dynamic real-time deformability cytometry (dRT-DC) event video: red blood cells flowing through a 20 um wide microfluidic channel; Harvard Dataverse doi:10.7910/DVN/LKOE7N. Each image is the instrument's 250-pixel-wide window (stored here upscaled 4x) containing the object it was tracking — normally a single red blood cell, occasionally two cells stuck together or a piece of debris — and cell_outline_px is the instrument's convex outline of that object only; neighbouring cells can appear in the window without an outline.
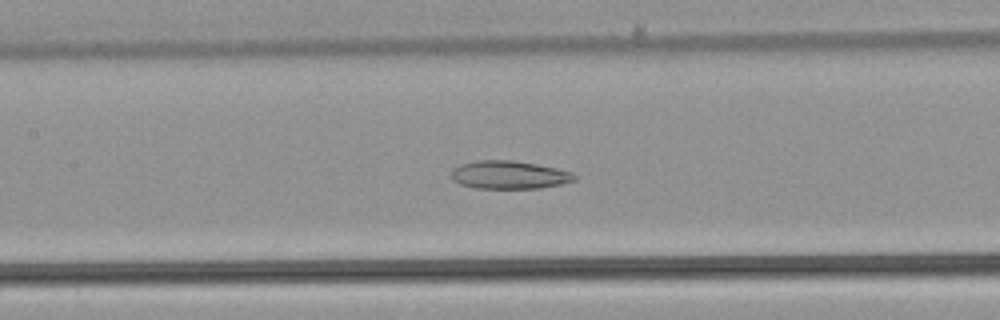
{"species": "common noctule bat (a hibernating species)", "species_latin": "Nyctalus noctula", "temperature_condition": "warm", "stored_images_in_passage": 49, "camera_frame_rate_fps": 3000, "um_per_image_px": 0.085, "animal": {"sex": "male", "body_mass_g": 21.5, "forearm_length_mm": 52.0}, "frame": {"image": 1, "passage_image": 20, "time_ms": 6.333, "image_size_px": [1000, 320], "cell_outline_px": [[576, 180], [560, 184], [540, 188], [476, 188], [460, 184], [452, 180], [452, 168], [460, 164], [476, 160], [512, 160], [536, 164], [556, 168], [572, 172], [576, 176]], "centroid_in_image_um": [43.26, 14.86], "position_along_channel_um": 164.1, "area_um2": 20.17}}
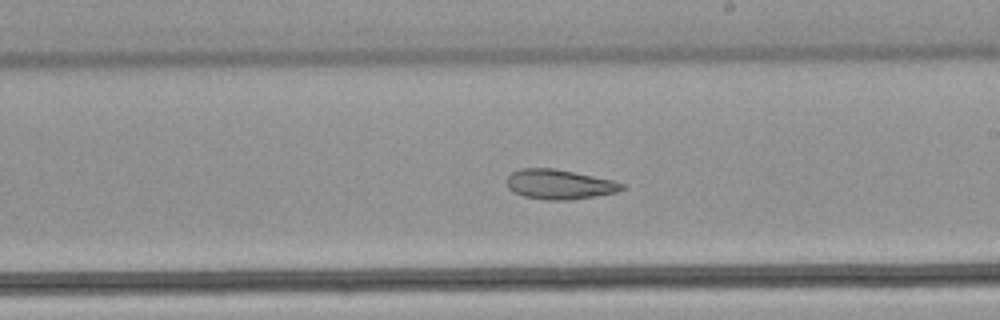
{"frame": {"image": 2, "passage_image": 26, "time_ms": 8.333, "image_size_px": [1000, 320], "cell_outline_px": [[624, 188], [616, 192], [596, 196], [568, 200], [544, 200], [524, 196], [512, 192], [508, 188], [508, 176], [512, 172], [524, 168], [552, 168], [612, 180], [624, 184]], "centroid_in_image_um": [47.52, 15.68], "position_along_channel_um": 241.5, "area_um2": 19.71}}
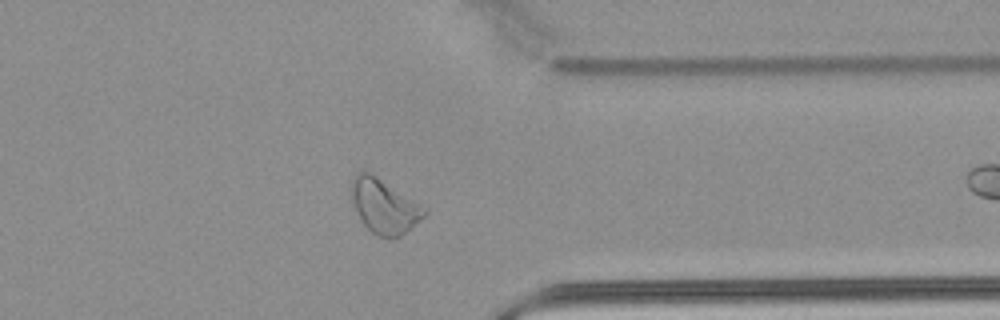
{"frame": {"image": 3, "passage_image": 37, "time_ms": 12.0, "image_size_px": [1000, 320], "cell_outline_px": [[428, 212], [424, 216], [396, 240], [392, 240], [380, 236], [372, 232], [364, 224], [356, 212], [348, 188], [352, 180], [364, 168], [372, 172], [428, 208]], "centroid_in_image_um": [32.65, 17.5], "position_along_channel_um": 378.8, "area_um2": 23.64}, "authors_computed_cell_mechanics": {"area_um2": 25.4898, "velocity_mm_per_s": 3.8762, "shape_relaxation_time_tau1_ms": null, "shape_relaxation_time_tau2_ms": 4.1106, "deformation_change_tau1": null, "deformation_change_tau2": 0.112}}